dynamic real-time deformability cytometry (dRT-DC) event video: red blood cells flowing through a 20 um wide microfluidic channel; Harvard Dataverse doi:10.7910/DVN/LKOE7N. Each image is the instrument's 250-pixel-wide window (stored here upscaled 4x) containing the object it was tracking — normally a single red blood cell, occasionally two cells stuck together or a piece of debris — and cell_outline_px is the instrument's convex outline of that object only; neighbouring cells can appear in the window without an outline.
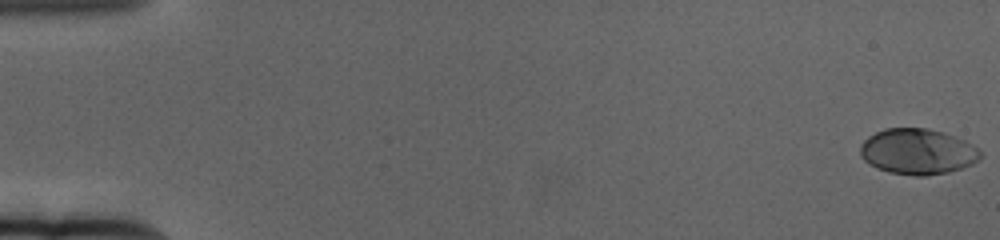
{"species": "human", "species_latin": "Homo sapiens", "temperature_condition": "cold", "stored_images_in_passage": 62, "camera_frame_rate_fps": 3000, "um_per_image_px": 0.085, "donor": {"sex": "female"}, "frame": {"image": 1, "passage_image": 1, "time_ms": 0.0, "image_size_px": [1000, 240], "cell_outline_px": [[980, 160], [972, 164], [948, 172], [924, 176], [916, 176], [888, 172], [876, 168], [868, 164], [860, 156], [860, 144], [868, 136], [884, 128], [928, 128], [944, 132], [964, 140], [972, 144], [980, 152]], "centroid_in_image_um": [77.96, 12.88], "position_along_channel_um": 7.0, "area_um2": 32.14}}
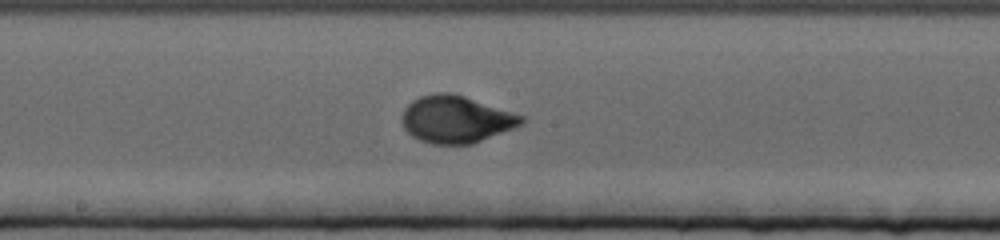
{"frame": {"image": 2, "passage_image": 34, "time_ms": 11.0, "image_size_px": [1000, 240], "cell_outline_px": [[524, 120], [520, 124], [512, 128], [472, 144], [432, 144], [420, 140], [412, 136], [404, 128], [404, 108], [412, 100], [420, 96], [436, 92], [452, 92], [524, 116]], "centroid_in_image_um": [38.74, 10.13], "position_along_channel_um": 209.5, "area_um2": 32.37}}
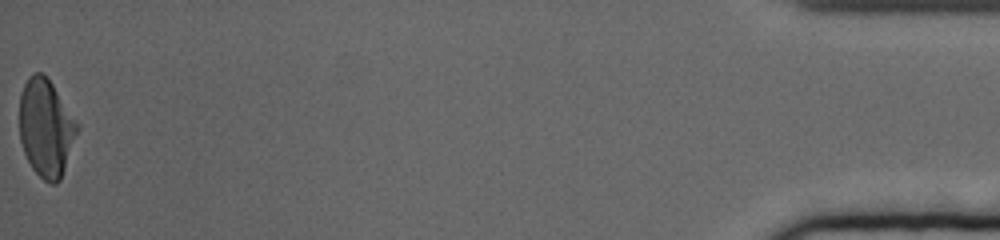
{"frame": {"image": 3, "passage_image": 62, "time_ms": 20.333, "image_size_px": [1000, 240], "cell_outline_px": [[80, 128], [60, 180], [56, 184], [52, 184], [44, 180], [32, 168], [24, 152], [20, 140], [20, 92], [28, 76], [32, 72], [40, 72], [52, 84], [80, 124]], "centroid_in_image_um": [3.92, 10.87], "position_along_channel_um": 431.3, "area_um2": 32.95}, "authors_computed_cell_mechanics": {"area_um2": 31.8767, "velocity_mm_per_s": 3.3523, "shape_relaxation_time_tau1_ms": 3.7353, "shape_relaxation_time_tau2_ms": null, "deformation_change_tau1": 0.2105, "deformation_change_tau2": null}}